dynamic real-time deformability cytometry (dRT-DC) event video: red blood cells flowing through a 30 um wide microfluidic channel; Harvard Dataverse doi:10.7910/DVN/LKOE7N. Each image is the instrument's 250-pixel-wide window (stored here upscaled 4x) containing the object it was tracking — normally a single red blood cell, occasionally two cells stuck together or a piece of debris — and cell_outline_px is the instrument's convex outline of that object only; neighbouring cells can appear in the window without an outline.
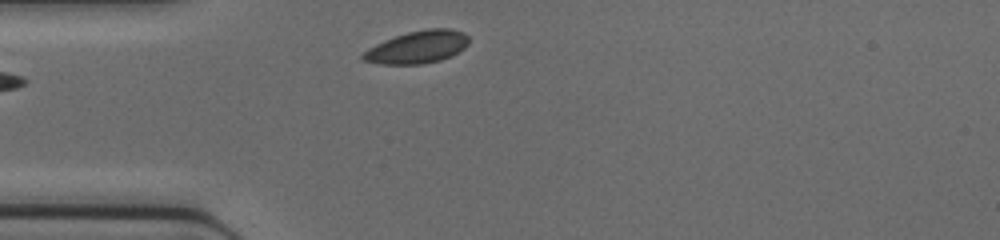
{"species": "common noctule bat (a hibernating species)", "species_latin": "Nyctalus noctula", "temperature_condition": "cold", "stored_images_in_passage": 31, "camera_frame_rate_fps": 3000, "um_per_image_px": 0.085, "animal": {"sex": "female", "body_mass_g": 17.0, "forearm_length_mm": 48.0}, "frame": {"image": 1, "passage_image": 1, "time_ms": 0.0, "image_size_px": [1000, 240], "cell_outline_px": [[468, 44], [464, 48], [452, 56], [440, 60], [420, 64], [380, 64], [360, 60], [360, 56], [368, 48], [384, 40], [408, 32], [428, 28], [452, 28], [464, 32], [468, 36]], "centroid_in_image_um": [35.48, 4.0], "position_along_channel_um": 49.5, "area_um2": 20.17}}
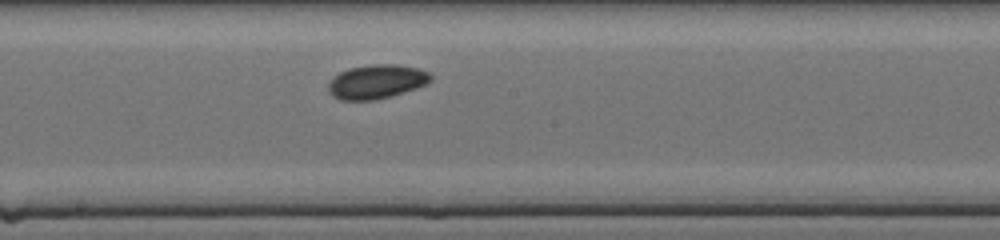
{"frame": {"image": 2, "passage_image": 13, "time_ms": 4.0, "image_size_px": [1000, 240], "cell_outline_px": [[432, 80], [416, 88], [392, 96], [372, 100], [340, 100], [332, 96], [328, 92], [328, 84], [332, 76], [348, 68], [372, 64], [396, 64], [420, 68], [428, 72], [432, 76]], "centroid_in_image_um": [31.98, 6.93], "position_along_channel_um": 216.2, "area_um2": 20.52}}
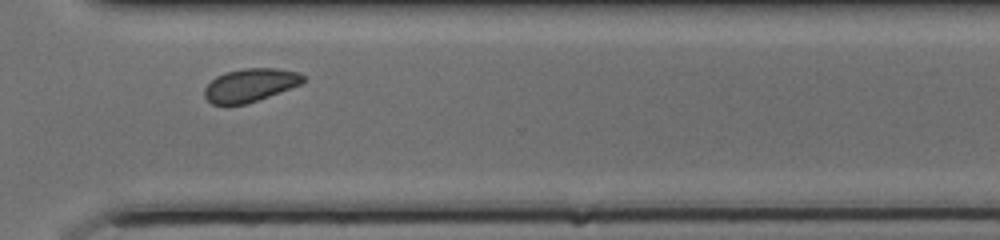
{"frame": {"image": 3, "passage_image": 22, "time_ms": 7.0, "image_size_px": [1000, 240], "cell_outline_px": [[304, 80], [300, 84], [268, 96], [244, 104], [212, 104], [204, 96], [204, 88], [216, 76], [228, 72], [244, 68], [276, 68], [300, 72], [304, 76]], "centroid_in_image_um": [21.26, 7.22], "position_along_channel_um": 349.3, "area_um2": 18.73}}